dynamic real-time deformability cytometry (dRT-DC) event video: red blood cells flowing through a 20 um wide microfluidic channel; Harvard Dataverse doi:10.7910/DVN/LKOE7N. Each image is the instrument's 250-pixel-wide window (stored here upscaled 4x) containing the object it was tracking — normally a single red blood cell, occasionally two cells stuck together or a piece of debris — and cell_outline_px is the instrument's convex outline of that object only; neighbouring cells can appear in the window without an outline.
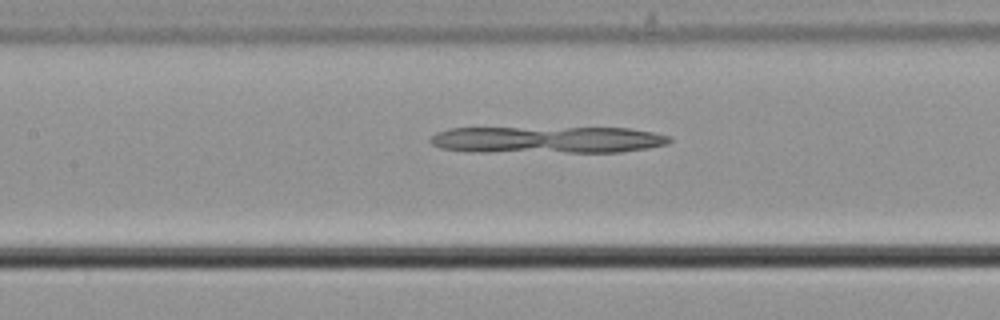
{"species": "common noctule bat (a hibernating species)", "species_latin": "Nyctalus noctula", "temperature_condition": "cold", "stored_images_in_passage": 54, "camera_frame_rate_fps": 3000, "um_per_image_px": 0.085, "animal": {"sex": "male", "body_mass_g": 21.5, "forearm_length_mm": 52.0}, "frame": {"image": 1, "passage_image": 25, "time_ms": 8.0, "image_size_px": [1000, 320], "cell_outline_px": [[672, 140], [668, 144], [648, 148], [620, 152], [468, 152], [440, 148], [432, 144], [428, 140], [436, 132], [448, 128], [632, 128], [672, 136]], "centroid_in_image_um": [46.52, 11.88], "position_along_channel_um": 160.9, "area_um2": 37.92}}
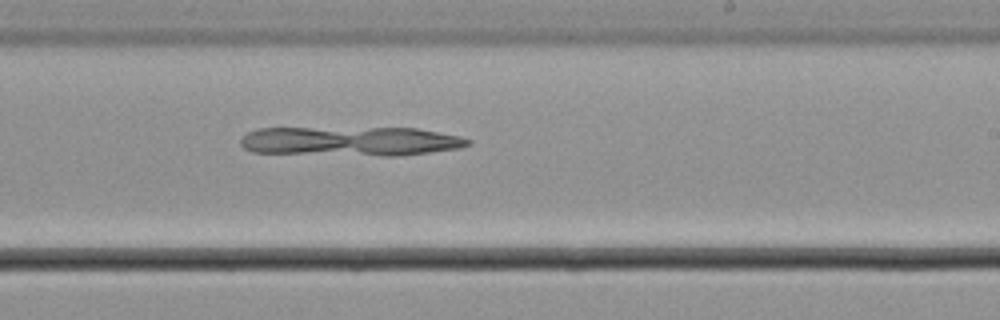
{"frame": {"image": 2, "passage_image": 33, "time_ms": 10.667, "image_size_px": [1000, 320], "cell_outline_px": [[472, 144], [460, 148], [396, 156], [384, 156], [252, 152], [244, 148], [240, 144], [240, 136], [256, 128], [416, 128], [460, 136], [472, 140]], "centroid_in_image_um": [29.78, 12.0], "position_along_channel_um": 259.2, "area_um2": 39.07}}
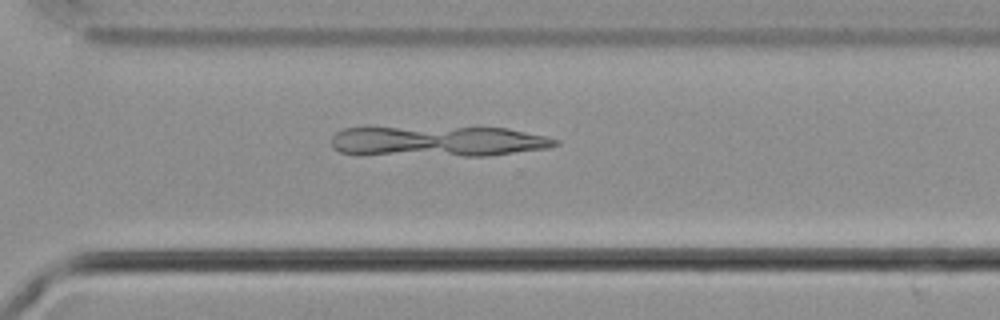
{"frame": {"image": 3, "passage_image": 39, "time_ms": 12.667, "image_size_px": [1000, 320], "cell_outline_px": [[560, 144], [548, 148], [488, 156], [356, 156], [340, 152], [332, 148], [332, 136], [336, 132], [344, 128], [508, 128], [544, 136], [560, 140]], "centroid_in_image_um": [37.16, 12.05], "position_along_channel_um": 333.4, "area_um2": 40.46}}